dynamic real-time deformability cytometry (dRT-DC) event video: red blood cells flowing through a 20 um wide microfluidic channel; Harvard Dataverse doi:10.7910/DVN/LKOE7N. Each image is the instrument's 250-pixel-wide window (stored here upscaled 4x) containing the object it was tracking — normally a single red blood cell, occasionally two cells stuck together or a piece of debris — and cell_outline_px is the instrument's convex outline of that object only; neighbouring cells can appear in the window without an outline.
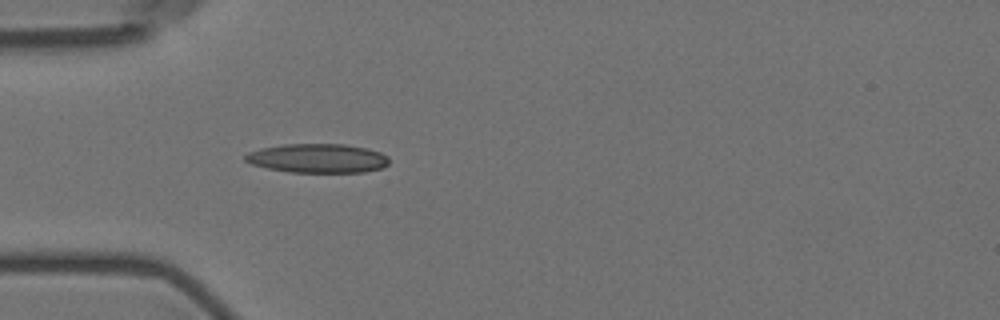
{"species": "Egyptian fruit bat (a non-hibernating species)", "species_latin": "Rousettus aegyptiacus", "temperature_condition": "room temperature", "stored_images_in_passage": 5, "camera_frame_rate_fps": 3000, "um_per_image_px": 0.085, "animal": {"sex": "female"}, "frame": {"image": 1, "passage_image": 5, "time_ms": 4.667, "image_size_px": [1000, 320], "cell_outline_px": [[388, 164], [380, 168], [364, 172], [288, 172], [268, 168], [252, 164], [244, 160], [244, 156], [248, 152], [264, 148], [284, 144], [344, 144], [368, 148], [380, 152], [388, 156]], "centroid_in_image_um": [27.01, 13.45], "position_along_channel_um": 58.0, "area_um2": 24.28}}